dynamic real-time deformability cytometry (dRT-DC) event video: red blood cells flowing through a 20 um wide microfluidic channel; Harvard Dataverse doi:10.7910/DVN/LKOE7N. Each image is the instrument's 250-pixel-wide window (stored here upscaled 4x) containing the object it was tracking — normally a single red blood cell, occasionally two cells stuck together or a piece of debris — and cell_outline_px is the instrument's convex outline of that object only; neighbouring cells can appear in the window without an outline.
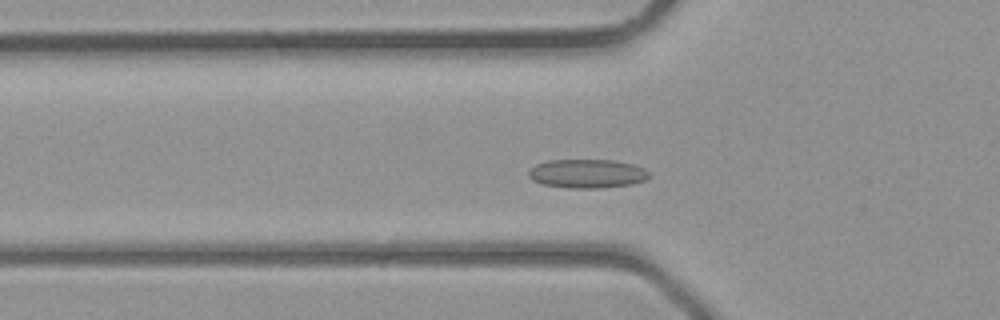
{"species": "common noctule bat (a hibernating species)", "species_latin": "Nyctalus noctula", "temperature_condition": "room temperature", "stored_images_in_passage": 37, "camera_frame_rate_fps": 3000, "um_per_image_px": 0.085, "animal": {"sex": "male", "body_mass_g": 23.1, "forearm_length_mm": 52.7}, "frame": {"image": 1, "passage_image": 10, "time_ms": 3.0, "image_size_px": [1000, 320], "cell_outline_px": [[652, 176], [644, 180], [632, 184], [600, 188], [568, 188], [540, 184], [532, 180], [528, 176], [528, 168], [536, 164], [548, 160], [612, 160], [632, 164], [644, 168]], "centroid_in_image_um": [49.87, 14.76], "position_along_channel_um": 75.9, "area_um2": 20.46}}
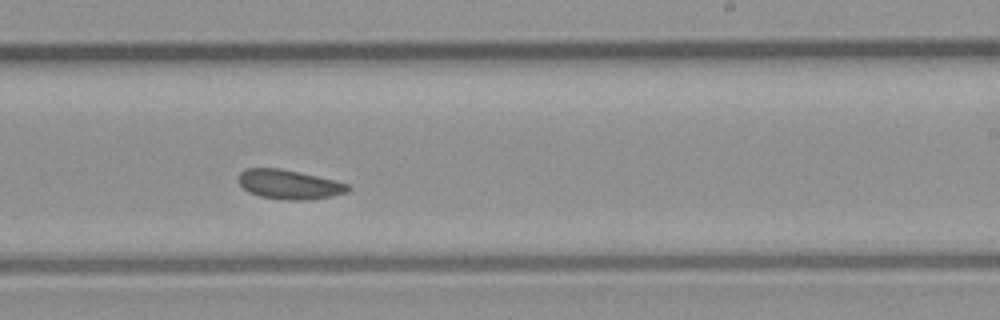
{"frame": {"image": 2, "passage_image": 21, "time_ms": 6.667, "image_size_px": [1000, 320], "cell_outline_px": [[352, 188], [348, 192], [332, 196], [308, 200], [284, 200], [260, 196], [248, 192], [236, 180], [240, 172], [244, 168], [280, 168], [336, 180], [348, 184]], "centroid_in_image_um": [24.57, 15.67], "position_along_channel_um": 264.4, "area_um2": 18.96}}
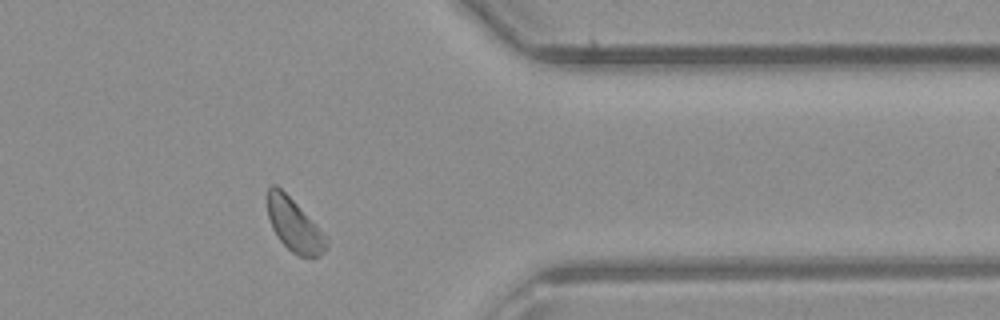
{"frame": {"image": 3, "passage_image": 29, "time_ms": 9.333, "image_size_px": [1000, 320], "cell_outline_px": [[328, 248], [324, 252], [312, 260], [300, 256], [292, 252], [276, 236], [272, 228], [268, 216], [268, 188], [272, 184], [276, 184], [328, 236]], "centroid_in_image_um": [25.05, 19.19], "position_along_channel_um": 386.3, "area_um2": 18.21}}